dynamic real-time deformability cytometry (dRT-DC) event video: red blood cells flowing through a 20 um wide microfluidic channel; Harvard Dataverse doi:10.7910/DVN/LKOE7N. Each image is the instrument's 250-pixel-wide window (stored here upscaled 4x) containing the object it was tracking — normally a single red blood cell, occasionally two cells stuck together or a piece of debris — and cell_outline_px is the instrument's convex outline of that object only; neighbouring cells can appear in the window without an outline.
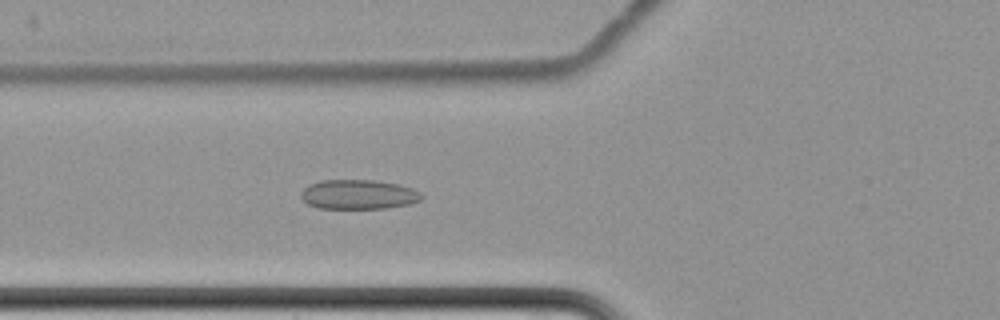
{"species": "common noctule bat (a hibernating species)", "species_latin": "Nyctalus noctula", "temperature_condition": "cold", "stored_images_in_passage": 7, "camera_frame_rate_fps": 3000, "um_per_image_px": 0.085, "animal": {"sex": "female", "body_mass_g": 22.7, "forearm_length_mm": 54.2}, "frame": {"image": 1, "passage_image": 7, "time_ms": 7.0, "image_size_px": [1000, 320], "cell_outline_px": [[424, 196], [420, 200], [408, 204], [384, 208], [320, 208], [308, 204], [300, 196], [300, 192], [308, 184], [320, 180], [372, 180], [396, 184], [412, 188], [420, 192]], "centroid_in_image_um": [30.44, 16.52], "position_along_channel_um": 95.4, "area_um2": 20.63}}